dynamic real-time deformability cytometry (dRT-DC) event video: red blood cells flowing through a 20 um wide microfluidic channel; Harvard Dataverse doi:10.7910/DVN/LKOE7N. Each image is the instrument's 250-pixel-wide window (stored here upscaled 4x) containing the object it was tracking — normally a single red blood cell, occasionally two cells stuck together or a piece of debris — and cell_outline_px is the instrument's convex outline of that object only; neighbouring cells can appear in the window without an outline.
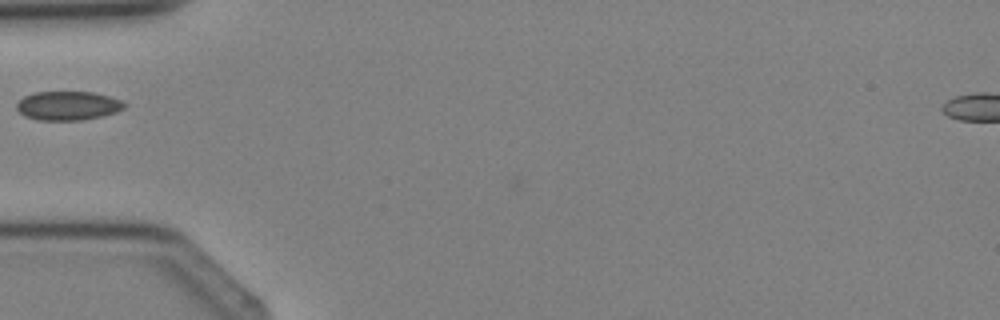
{"species": "Egyptian fruit bat (a non-hibernating species)", "species_latin": "Rousettus aegyptiacus", "temperature_condition": "cold", "stored_images_in_passage": 5, "camera_frame_rate_fps": 3000, "um_per_image_px": 0.085, "animal": {"sex": "female"}, "frame": {"image": 1, "passage_image": 5, "time_ms": 4.667, "image_size_px": [1000, 320], "cell_outline_px": [[128, 104], [124, 108], [116, 112], [84, 120], [36, 120], [24, 116], [16, 108], [16, 104], [24, 96], [32, 92], [92, 92], [108, 96], [120, 100]], "centroid_in_image_um": [5.75, 8.98], "position_along_channel_um": 79.2, "area_um2": 18.21}}